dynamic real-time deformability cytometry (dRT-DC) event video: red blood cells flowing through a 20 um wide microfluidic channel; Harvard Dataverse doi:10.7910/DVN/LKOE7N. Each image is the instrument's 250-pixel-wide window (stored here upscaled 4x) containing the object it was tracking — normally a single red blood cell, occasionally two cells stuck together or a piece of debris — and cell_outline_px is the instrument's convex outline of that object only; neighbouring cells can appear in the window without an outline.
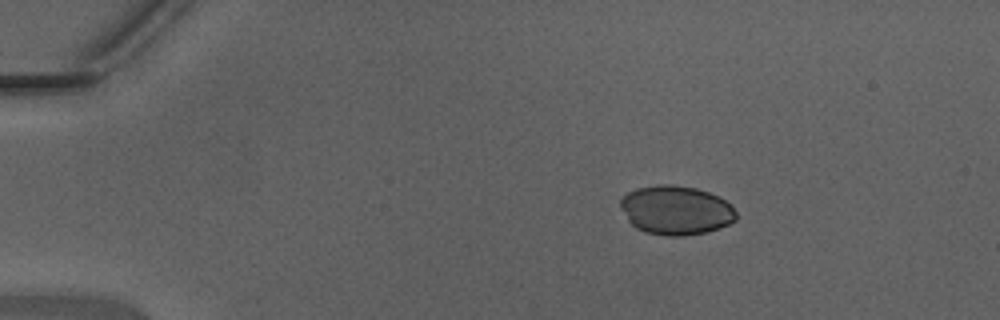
{"species": "Egyptian fruit bat (a non-hibernating species)", "species_latin": "Rousettus aegyptiacus", "temperature_condition": "warm", "stored_images_in_passage": 40, "camera_frame_rate_fps": 3000, "um_per_image_px": 0.085, "animal": {"sex": "male"}, "frame": {"image": 1, "passage_image": 1, "time_ms": 0.0, "image_size_px": [1000, 320], "cell_outline_px": [[736, 220], [720, 228], [704, 232], [684, 236], [668, 236], [644, 232], [636, 228], [628, 220], [620, 208], [620, 200], [628, 192], [636, 188], [656, 184], [672, 184], [696, 188], [720, 196], [732, 204], [736, 212]], "centroid_in_image_um": [57.46, 17.86], "position_along_channel_um": 27.5, "area_um2": 33.41}}
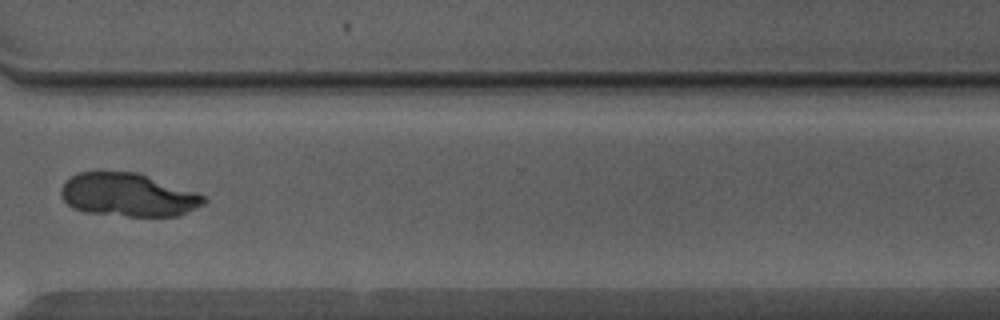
{"frame": {"image": 2, "passage_image": 29, "time_ms": 9.333, "image_size_px": [1000, 320], "cell_outline_px": [[208, 200], [204, 204], [180, 216], [128, 216], [84, 212], [72, 208], [60, 196], [60, 188], [64, 180], [80, 172], [136, 172], [196, 192], [204, 196]], "centroid_in_image_um": [10.86, 16.58], "position_along_channel_um": 359.7, "area_um2": 36.07}}
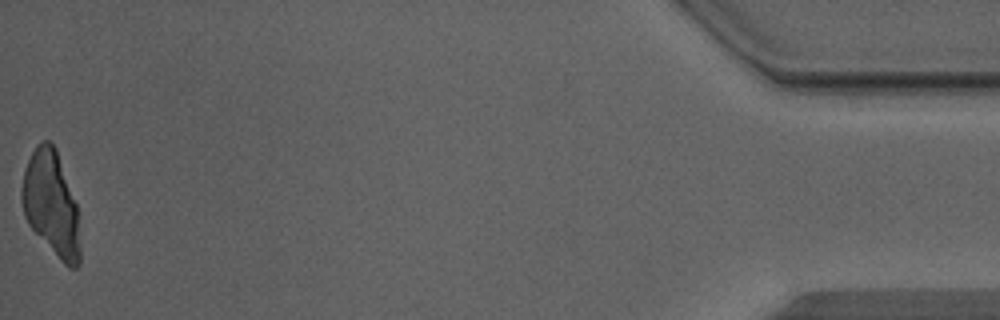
{"frame": {"image": 3, "passage_image": 40, "time_ms": 13.0, "image_size_px": [1000, 320], "cell_outline_px": [[80, 264], [76, 268], [68, 268], [60, 260], [28, 224], [24, 216], [20, 200], [20, 188], [24, 168], [36, 144], [40, 140], [48, 140], [56, 148], [76, 204], [80, 248]], "centroid_in_image_um": [4.32, 17.31], "position_along_channel_um": 430.9, "area_um2": 35.6}}